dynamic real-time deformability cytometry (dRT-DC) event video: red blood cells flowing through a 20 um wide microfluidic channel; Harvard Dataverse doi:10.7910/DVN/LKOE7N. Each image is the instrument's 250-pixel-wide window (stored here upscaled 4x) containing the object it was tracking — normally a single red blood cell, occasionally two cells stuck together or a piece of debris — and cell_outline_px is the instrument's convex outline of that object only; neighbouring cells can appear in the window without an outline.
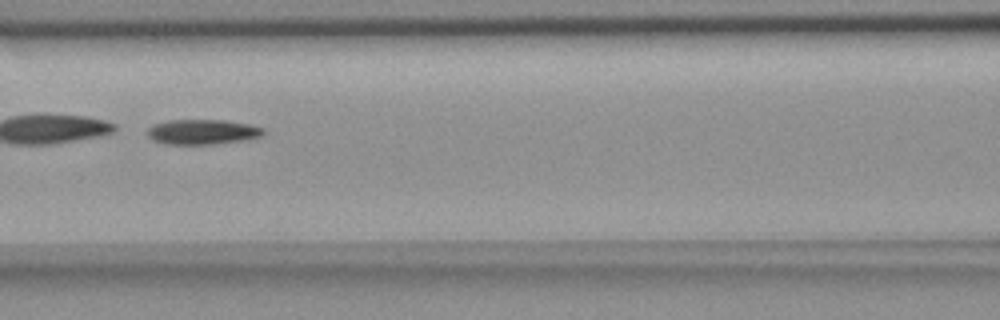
{"species": "common noctule bat (a hibernating species)", "species_latin": "Nyctalus noctula", "temperature_condition": "room temperature", "stored_images_in_passage": 8, "camera_frame_rate_fps": 3000, "um_per_image_px": 0.085, "animal": {"sex": "female", "body_mass_g": 18.4}, "frame": {"image": 1, "passage_image": 4, "time_ms": 1.0, "image_size_px": [1000, 320], "cell_outline_px": [[264, 136], [248, 140], [212, 144], [164, 144], [152, 140], [148, 136], [148, 128], [152, 124], [168, 120], [224, 120], [248, 124], [264, 128]], "centroid_in_image_um": [17.22, 11.21], "position_along_channel_um": 149.4, "area_um2": 17.11}}
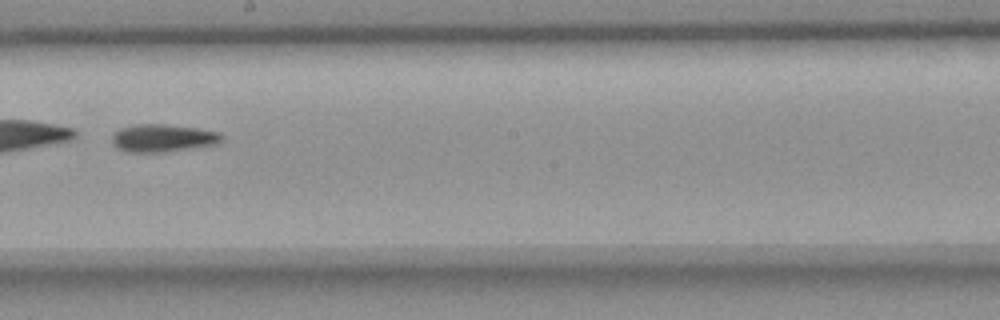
{"frame": {"image": 2, "passage_image": 6, "time_ms": 1.667, "image_size_px": [1000, 320], "cell_outline_px": [[224, 140], [216, 144], [164, 152], [128, 152], [112, 144], [112, 136], [120, 128], [136, 124], [164, 124], [196, 128], [220, 132], [224, 136]], "centroid_in_image_um": [13.87, 11.73], "position_along_channel_um": 234.3, "area_um2": 17.63}}
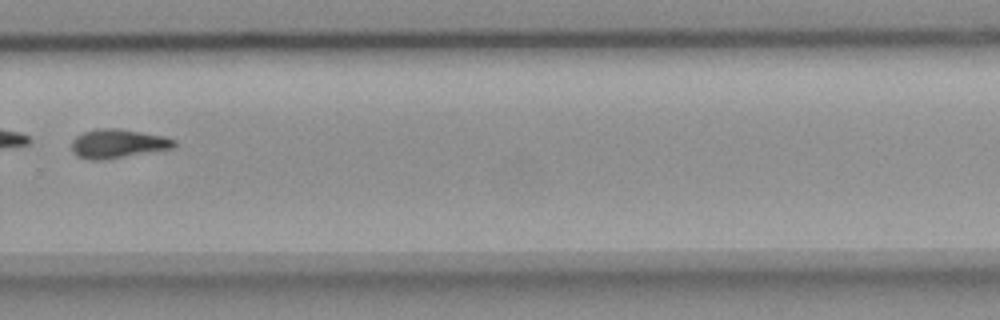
{"frame": {"image": 3, "passage_image": 8, "time_ms": 2.333, "image_size_px": [1000, 320], "cell_outline_px": [[176, 148], [104, 160], [88, 160], [76, 156], [72, 152], [72, 140], [76, 136], [84, 132], [100, 128], [120, 128], [164, 136], [176, 140]], "centroid_in_image_um": [10.03, 12.22], "position_along_channel_um": 319.8, "area_um2": 17.57}}